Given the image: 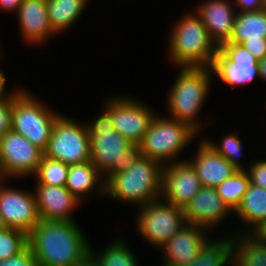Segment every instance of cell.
<instances>
[{
	"instance_id": "cell-12",
	"label": "cell",
	"mask_w": 266,
	"mask_h": 266,
	"mask_svg": "<svg viewBox=\"0 0 266 266\" xmlns=\"http://www.w3.org/2000/svg\"><path fill=\"white\" fill-rule=\"evenodd\" d=\"M258 62L243 45L223 43L211 67L214 81L218 80L231 89L248 86L255 79L260 80Z\"/></svg>"
},
{
	"instance_id": "cell-15",
	"label": "cell",
	"mask_w": 266,
	"mask_h": 266,
	"mask_svg": "<svg viewBox=\"0 0 266 266\" xmlns=\"http://www.w3.org/2000/svg\"><path fill=\"white\" fill-rule=\"evenodd\" d=\"M202 187L188 159L163 166L160 198L165 202L184 208Z\"/></svg>"
},
{
	"instance_id": "cell-4",
	"label": "cell",
	"mask_w": 266,
	"mask_h": 266,
	"mask_svg": "<svg viewBox=\"0 0 266 266\" xmlns=\"http://www.w3.org/2000/svg\"><path fill=\"white\" fill-rule=\"evenodd\" d=\"M184 12V13H183ZM172 21L167 39L166 58L174 67H212L219 47L193 8L183 10ZM174 23V24H173Z\"/></svg>"
},
{
	"instance_id": "cell-43",
	"label": "cell",
	"mask_w": 266,
	"mask_h": 266,
	"mask_svg": "<svg viewBox=\"0 0 266 266\" xmlns=\"http://www.w3.org/2000/svg\"><path fill=\"white\" fill-rule=\"evenodd\" d=\"M4 228H6V225H5L4 221H3L2 215L0 214V230H2Z\"/></svg>"
},
{
	"instance_id": "cell-40",
	"label": "cell",
	"mask_w": 266,
	"mask_h": 266,
	"mask_svg": "<svg viewBox=\"0 0 266 266\" xmlns=\"http://www.w3.org/2000/svg\"><path fill=\"white\" fill-rule=\"evenodd\" d=\"M251 234L258 240L266 243V220L260 224Z\"/></svg>"
},
{
	"instance_id": "cell-8",
	"label": "cell",
	"mask_w": 266,
	"mask_h": 266,
	"mask_svg": "<svg viewBox=\"0 0 266 266\" xmlns=\"http://www.w3.org/2000/svg\"><path fill=\"white\" fill-rule=\"evenodd\" d=\"M134 226L137 235L157 251L186 224L183 208L159 198L137 208Z\"/></svg>"
},
{
	"instance_id": "cell-39",
	"label": "cell",
	"mask_w": 266,
	"mask_h": 266,
	"mask_svg": "<svg viewBox=\"0 0 266 266\" xmlns=\"http://www.w3.org/2000/svg\"><path fill=\"white\" fill-rule=\"evenodd\" d=\"M74 266H100L98 260L94 257V255L89 252L84 258H82L78 263Z\"/></svg>"
},
{
	"instance_id": "cell-18",
	"label": "cell",
	"mask_w": 266,
	"mask_h": 266,
	"mask_svg": "<svg viewBox=\"0 0 266 266\" xmlns=\"http://www.w3.org/2000/svg\"><path fill=\"white\" fill-rule=\"evenodd\" d=\"M40 220L77 221V208L83 206L65 186L35 184L33 186Z\"/></svg>"
},
{
	"instance_id": "cell-27",
	"label": "cell",
	"mask_w": 266,
	"mask_h": 266,
	"mask_svg": "<svg viewBox=\"0 0 266 266\" xmlns=\"http://www.w3.org/2000/svg\"><path fill=\"white\" fill-rule=\"evenodd\" d=\"M236 131L237 130H235L234 133H224L222 134V136H220L221 138L217 137L219 139V142L218 140L214 141V139L210 138V136H205L204 133L201 134V137H203L202 139L207 145H209L216 153L225 157L237 170H246L247 166L252 161L253 156H250L249 154L248 157L252 158H250L251 160L248 163L246 161L245 164L243 156L247 151L245 150L247 148H244L245 142L241 137L238 136L239 133L238 131Z\"/></svg>"
},
{
	"instance_id": "cell-35",
	"label": "cell",
	"mask_w": 266,
	"mask_h": 266,
	"mask_svg": "<svg viewBox=\"0 0 266 266\" xmlns=\"http://www.w3.org/2000/svg\"><path fill=\"white\" fill-rule=\"evenodd\" d=\"M237 12L260 11L266 8V0H231Z\"/></svg>"
},
{
	"instance_id": "cell-41",
	"label": "cell",
	"mask_w": 266,
	"mask_h": 266,
	"mask_svg": "<svg viewBox=\"0 0 266 266\" xmlns=\"http://www.w3.org/2000/svg\"><path fill=\"white\" fill-rule=\"evenodd\" d=\"M258 66H259L260 80L266 82V56L263 59L259 60Z\"/></svg>"
},
{
	"instance_id": "cell-38",
	"label": "cell",
	"mask_w": 266,
	"mask_h": 266,
	"mask_svg": "<svg viewBox=\"0 0 266 266\" xmlns=\"http://www.w3.org/2000/svg\"><path fill=\"white\" fill-rule=\"evenodd\" d=\"M23 0H0V11L15 15Z\"/></svg>"
},
{
	"instance_id": "cell-32",
	"label": "cell",
	"mask_w": 266,
	"mask_h": 266,
	"mask_svg": "<svg viewBox=\"0 0 266 266\" xmlns=\"http://www.w3.org/2000/svg\"><path fill=\"white\" fill-rule=\"evenodd\" d=\"M256 158L255 156L253 157L246 172L248 173L250 184L266 189V157L260 159L259 156Z\"/></svg>"
},
{
	"instance_id": "cell-5",
	"label": "cell",
	"mask_w": 266,
	"mask_h": 266,
	"mask_svg": "<svg viewBox=\"0 0 266 266\" xmlns=\"http://www.w3.org/2000/svg\"><path fill=\"white\" fill-rule=\"evenodd\" d=\"M163 165L140 156L127 170L110 174L104 180V197L136 208L161 196Z\"/></svg>"
},
{
	"instance_id": "cell-17",
	"label": "cell",
	"mask_w": 266,
	"mask_h": 266,
	"mask_svg": "<svg viewBox=\"0 0 266 266\" xmlns=\"http://www.w3.org/2000/svg\"><path fill=\"white\" fill-rule=\"evenodd\" d=\"M15 16L24 45L46 47L49 38L57 37L48 20L47 0H23Z\"/></svg>"
},
{
	"instance_id": "cell-26",
	"label": "cell",
	"mask_w": 266,
	"mask_h": 266,
	"mask_svg": "<svg viewBox=\"0 0 266 266\" xmlns=\"http://www.w3.org/2000/svg\"><path fill=\"white\" fill-rule=\"evenodd\" d=\"M234 266H266V243L252 234H234Z\"/></svg>"
},
{
	"instance_id": "cell-25",
	"label": "cell",
	"mask_w": 266,
	"mask_h": 266,
	"mask_svg": "<svg viewBox=\"0 0 266 266\" xmlns=\"http://www.w3.org/2000/svg\"><path fill=\"white\" fill-rule=\"evenodd\" d=\"M108 242L99 251L97 248L95 250L91 242L90 252L98 260L100 266H142L138 255L132 249L133 245H128V241L123 236H118Z\"/></svg>"
},
{
	"instance_id": "cell-28",
	"label": "cell",
	"mask_w": 266,
	"mask_h": 266,
	"mask_svg": "<svg viewBox=\"0 0 266 266\" xmlns=\"http://www.w3.org/2000/svg\"><path fill=\"white\" fill-rule=\"evenodd\" d=\"M212 236L201 248V266H232L234 235Z\"/></svg>"
},
{
	"instance_id": "cell-20",
	"label": "cell",
	"mask_w": 266,
	"mask_h": 266,
	"mask_svg": "<svg viewBox=\"0 0 266 266\" xmlns=\"http://www.w3.org/2000/svg\"><path fill=\"white\" fill-rule=\"evenodd\" d=\"M198 141L196 150L186 159L196 169L202 186L215 188L238 171L225 157L207 145L202 137Z\"/></svg>"
},
{
	"instance_id": "cell-19",
	"label": "cell",
	"mask_w": 266,
	"mask_h": 266,
	"mask_svg": "<svg viewBox=\"0 0 266 266\" xmlns=\"http://www.w3.org/2000/svg\"><path fill=\"white\" fill-rule=\"evenodd\" d=\"M193 9L218 47L230 40L237 15L231 0H199Z\"/></svg>"
},
{
	"instance_id": "cell-9",
	"label": "cell",
	"mask_w": 266,
	"mask_h": 266,
	"mask_svg": "<svg viewBox=\"0 0 266 266\" xmlns=\"http://www.w3.org/2000/svg\"><path fill=\"white\" fill-rule=\"evenodd\" d=\"M113 94L105 97L102 106L109 112L114 130L139 145L158 112L134 94Z\"/></svg>"
},
{
	"instance_id": "cell-23",
	"label": "cell",
	"mask_w": 266,
	"mask_h": 266,
	"mask_svg": "<svg viewBox=\"0 0 266 266\" xmlns=\"http://www.w3.org/2000/svg\"><path fill=\"white\" fill-rule=\"evenodd\" d=\"M91 0H47L48 20L53 32L63 36L85 14ZM75 24V25H74Z\"/></svg>"
},
{
	"instance_id": "cell-3",
	"label": "cell",
	"mask_w": 266,
	"mask_h": 266,
	"mask_svg": "<svg viewBox=\"0 0 266 266\" xmlns=\"http://www.w3.org/2000/svg\"><path fill=\"white\" fill-rule=\"evenodd\" d=\"M99 114L85 120L90 138L91 162L105 180L110 174L127 171L141 156L140 146L114 130L109 112L101 105Z\"/></svg>"
},
{
	"instance_id": "cell-7",
	"label": "cell",
	"mask_w": 266,
	"mask_h": 266,
	"mask_svg": "<svg viewBox=\"0 0 266 266\" xmlns=\"http://www.w3.org/2000/svg\"><path fill=\"white\" fill-rule=\"evenodd\" d=\"M25 88L20 86L13 95L11 130L23 135L44 152L53 126L62 113Z\"/></svg>"
},
{
	"instance_id": "cell-1",
	"label": "cell",
	"mask_w": 266,
	"mask_h": 266,
	"mask_svg": "<svg viewBox=\"0 0 266 266\" xmlns=\"http://www.w3.org/2000/svg\"><path fill=\"white\" fill-rule=\"evenodd\" d=\"M77 221L40 220L28 234L38 266H74L90 252L91 241Z\"/></svg>"
},
{
	"instance_id": "cell-45",
	"label": "cell",
	"mask_w": 266,
	"mask_h": 266,
	"mask_svg": "<svg viewBox=\"0 0 266 266\" xmlns=\"http://www.w3.org/2000/svg\"><path fill=\"white\" fill-rule=\"evenodd\" d=\"M265 99H266V97H265ZM264 103H265L264 106H265V111H266V100L264 101ZM264 113H266V112H264Z\"/></svg>"
},
{
	"instance_id": "cell-42",
	"label": "cell",
	"mask_w": 266,
	"mask_h": 266,
	"mask_svg": "<svg viewBox=\"0 0 266 266\" xmlns=\"http://www.w3.org/2000/svg\"><path fill=\"white\" fill-rule=\"evenodd\" d=\"M183 266H201V250H200L197 258L193 262H191L187 265H183Z\"/></svg>"
},
{
	"instance_id": "cell-24",
	"label": "cell",
	"mask_w": 266,
	"mask_h": 266,
	"mask_svg": "<svg viewBox=\"0 0 266 266\" xmlns=\"http://www.w3.org/2000/svg\"><path fill=\"white\" fill-rule=\"evenodd\" d=\"M266 41V8L260 11L237 12L232 37L228 42Z\"/></svg>"
},
{
	"instance_id": "cell-33",
	"label": "cell",
	"mask_w": 266,
	"mask_h": 266,
	"mask_svg": "<svg viewBox=\"0 0 266 266\" xmlns=\"http://www.w3.org/2000/svg\"><path fill=\"white\" fill-rule=\"evenodd\" d=\"M0 266H38L36 257L29 246L16 256L0 261Z\"/></svg>"
},
{
	"instance_id": "cell-10",
	"label": "cell",
	"mask_w": 266,
	"mask_h": 266,
	"mask_svg": "<svg viewBox=\"0 0 266 266\" xmlns=\"http://www.w3.org/2000/svg\"><path fill=\"white\" fill-rule=\"evenodd\" d=\"M64 115L56 120L44 156L65 164L91 161L90 138L86 124Z\"/></svg>"
},
{
	"instance_id": "cell-13",
	"label": "cell",
	"mask_w": 266,
	"mask_h": 266,
	"mask_svg": "<svg viewBox=\"0 0 266 266\" xmlns=\"http://www.w3.org/2000/svg\"><path fill=\"white\" fill-rule=\"evenodd\" d=\"M8 184L9 180L0 179V214L6 227L28 235L40 221L34 190Z\"/></svg>"
},
{
	"instance_id": "cell-30",
	"label": "cell",
	"mask_w": 266,
	"mask_h": 266,
	"mask_svg": "<svg viewBox=\"0 0 266 266\" xmlns=\"http://www.w3.org/2000/svg\"><path fill=\"white\" fill-rule=\"evenodd\" d=\"M69 165L59 160L42 156L41 163L34 174L35 184L65 186Z\"/></svg>"
},
{
	"instance_id": "cell-21",
	"label": "cell",
	"mask_w": 266,
	"mask_h": 266,
	"mask_svg": "<svg viewBox=\"0 0 266 266\" xmlns=\"http://www.w3.org/2000/svg\"><path fill=\"white\" fill-rule=\"evenodd\" d=\"M234 215L235 219L238 217L237 224L240 222L242 225L233 226L234 229H228L227 233L222 234H251L266 220V189L250 184Z\"/></svg>"
},
{
	"instance_id": "cell-31",
	"label": "cell",
	"mask_w": 266,
	"mask_h": 266,
	"mask_svg": "<svg viewBox=\"0 0 266 266\" xmlns=\"http://www.w3.org/2000/svg\"><path fill=\"white\" fill-rule=\"evenodd\" d=\"M28 246V235L18 229L0 230V261L16 256Z\"/></svg>"
},
{
	"instance_id": "cell-11",
	"label": "cell",
	"mask_w": 266,
	"mask_h": 266,
	"mask_svg": "<svg viewBox=\"0 0 266 266\" xmlns=\"http://www.w3.org/2000/svg\"><path fill=\"white\" fill-rule=\"evenodd\" d=\"M44 152L23 135L8 131L0 138V179H32ZM22 178V179H21ZM13 180V181H12Z\"/></svg>"
},
{
	"instance_id": "cell-37",
	"label": "cell",
	"mask_w": 266,
	"mask_h": 266,
	"mask_svg": "<svg viewBox=\"0 0 266 266\" xmlns=\"http://www.w3.org/2000/svg\"><path fill=\"white\" fill-rule=\"evenodd\" d=\"M242 45L258 60L266 56V41H246Z\"/></svg>"
},
{
	"instance_id": "cell-2",
	"label": "cell",
	"mask_w": 266,
	"mask_h": 266,
	"mask_svg": "<svg viewBox=\"0 0 266 266\" xmlns=\"http://www.w3.org/2000/svg\"><path fill=\"white\" fill-rule=\"evenodd\" d=\"M175 69H177V75L166 93L165 113L167 114L164 115L188 123L201 135L207 129L206 126L209 127L214 121V116L211 118L209 114L201 118L206 101L211 96L212 85L215 84L213 71L210 67H176Z\"/></svg>"
},
{
	"instance_id": "cell-6",
	"label": "cell",
	"mask_w": 266,
	"mask_h": 266,
	"mask_svg": "<svg viewBox=\"0 0 266 266\" xmlns=\"http://www.w3.org/2000/svg\"><path fill=\"white\" fill-rule=\"evenodd\" d=\"M199 138L201 135L188 123L171 119L158 111L139 144L141 156L156 160L163 166L187 160L182 157L186 154L184 151L188 152L186 148Z\"/></svg>"
},
{
	"instance_id": "cell-16",
	"label": "cell",
	"mask_w": 266,
	"mask_h": 266,
	"mask_svg": "<svg viewBox=\"0 0 266 266\" xmlns=\"http://www.w3.org/2000/svg\"><path fill=\"white\" fill-rule=\"evenodd\" d=\"M210 230L199 225L185 224L160 249L157 266H183L193 262L201 248L213 236Z\"/></svg>"
},
{
	"instance_id": "cell-14",
	"label": "cell",
	"mask_w": 266,
	"mask_h": 266,
	"mask_svg": "<svg viewBox=\"0 0 266 266\" xmlns=\"http://www.w3.org/2000/svg\"><path fill=\"white\" fill-rule=\"evenodd\" d=\"M183 213L186 224L202 226L215 235V230H220L218 226L228 223V219L235 220L231 217L234 212L223 202L216 189L204 186L184 206Z\"/></svg>"
},
{
	"instance_id": "cell-44",
	"label": "cell",
	"mask_w": 266,
	"mask_h": 266,
	"mask_svg": "<svg viewBox=\"0 0 266 266\" xmlns=\"http://www.w3.org/2000/svg\"><path fill=\"white\" fill-rule=\"evenodd\" d=\"M1 36V35H0ZM1 37H0V53H2V52H4V49H2V48H4V46H3V44H2V42H1ZM2 44V45H1ZM3 46V47H2Z\"/></svg>"
},
{
	"instance_id": "cell-34",
	"label": "cell",
	"mask_w": 266,
	"mask_h": 266,
	"mask_svg": "<svg viewBox=\"0 0 266 266\" xmlns=\"http://www.w3.org/2000/svg\"><path fill=\"white\" fill-rule=\"evenodd\" d=\"M13 96L0 100V138L11 130Z\"/></svg>"
},
{
	"instance_id": "cell-22",
	"label": "cell",
	"mask_w": 266,
	"mask_h": 266,
	"mask_svg": "<svg viewBox=\"0 0 266 266\" xmlns=\"http://www.w3.org/2000/svg\"><path fill=\"white\" fill-rule=\"evenodd\" d=\"M65 187L82 203L105 198L103 176L91 161L69 165Z\"/></svg>"
},
{
	"instance_id": "cell-29",
	"label": "cell",
	"mask_w": 266,
	"mask_h": 266,
	"mask_svg": "<svg viewBox=\"0 0 266 266\" xmlns=\"http://www.w3.org/2000/svg\"><path fill=\"white\" fill-rule=\"evenodd\" d=\"M250 179L246 170H238L215 189L223 202L234 212L248 190Z\"/></svg>"
},
{
	"instance_id": "cell-36",
	"label": "cell",
	"mask_w": 266,
	"mask_h": 266,
	"mask_svg": "<svg viewBox=\"0 0 266 266\" xmlns=\"http://www.w3.org/2000/svg\"><path fill=\"white\" fill-rule=\"evenodd\" d=\"M3 54L4 52L0 53V59H5L3 57ZM3 57V58H2ZM1 62V61H0ZM8 75L6 74V72L0 67V100L2 99H6V98H11L19 89H20V86H16V87H19V88H11L9 86V89L8 88V81L9 78H7Z\"/></svg>"
}]
</instances>
